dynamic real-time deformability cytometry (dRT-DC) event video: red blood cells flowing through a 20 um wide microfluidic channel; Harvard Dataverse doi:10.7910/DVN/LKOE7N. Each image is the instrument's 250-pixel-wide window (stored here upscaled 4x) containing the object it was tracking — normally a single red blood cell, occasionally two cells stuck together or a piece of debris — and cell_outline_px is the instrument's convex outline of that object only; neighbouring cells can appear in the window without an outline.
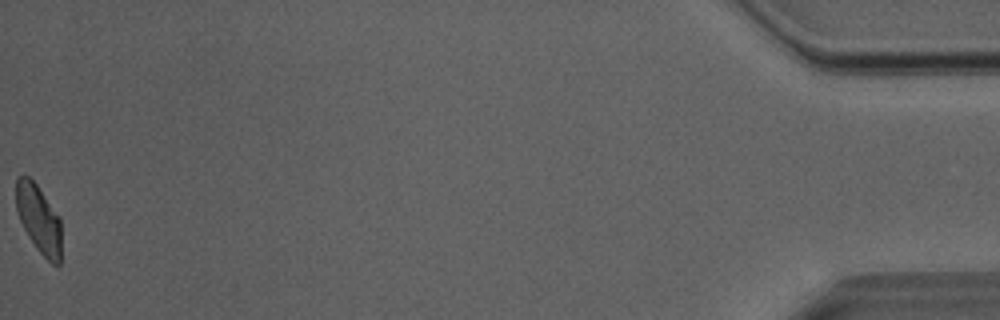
{"species": "Egyptian fruit bat (a non-hibernating species)", "species_latin": "Rousettus aegyptiacus", "temperature_condition": "room temperature", "stored_images_in_passage": 36, "camera_frame_rate_fps": 3000, "um_per_image_px": 0.085, "animal": {"sex": "male"}, "frame": {"image": 1, "passage_image": 36, "time_ms": 11.667, "image_size_px": [1000, 320], "cell_outline_px": [[60, 264], [52, 264], [36, 248], [28, 236], [20, 220], [16, 208], [16, 180], [20, 176], [28, 176], [36, 184], [60, 216]], "centroid_in_image_um": [3.29, 18.6], "position_along_channel_um": 431.9, "area_um2": 17.8}, "authors_computed_cell_mechanics": {"area_um2": 19.1318, "velocity_mm_per_s": 4.0315, "shape_relaxation_time_tau1_ms": 5.2937, "shape_relaxation_time_tau2_ms": 2.2307, "deformation_change_tau1": 0.1477, "deformation_change_tau2": 0.0884}}